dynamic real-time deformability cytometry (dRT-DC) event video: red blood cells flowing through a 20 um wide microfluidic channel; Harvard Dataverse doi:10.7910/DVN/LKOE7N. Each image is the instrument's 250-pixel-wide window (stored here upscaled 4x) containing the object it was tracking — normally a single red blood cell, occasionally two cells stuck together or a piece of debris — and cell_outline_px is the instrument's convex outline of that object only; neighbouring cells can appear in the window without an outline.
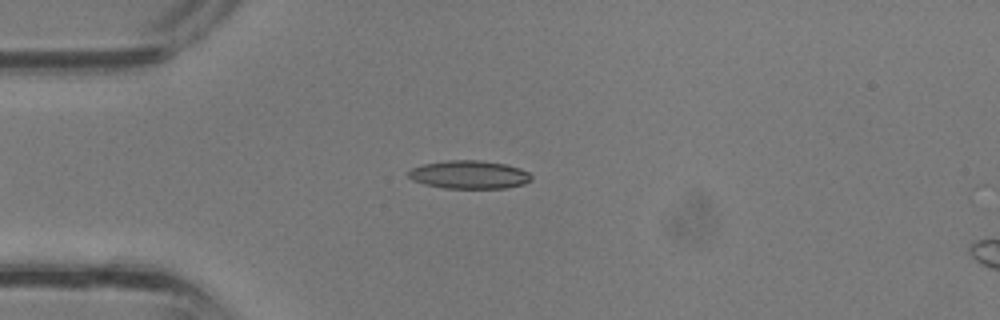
{"species": "common noctule bat (a hibernating species)", "species_latin": "Nyctalus noctula", "temperature_condition": "room temperature", "stored_images_in_passage": 24, "camera_frame_rate_fps": 3000, "um_per_image_px": 0.085, "animal": {"sex": "male", "body_mass_g": 13.3}, "frame": {"image": 1, "passage_image": 2, "time_ms": 0.333, "image_size_px": [1000, 320], "cell_outline_px": [[532, 180], [524, 184], [504, 188], [444, 188], [424, 184], [412, 180], [408, 176], [408, 172], [412, 168], [424, 164], [444, 160], [480, 160], [504, 164], [520, 168], [528, 172], [532, 176]], "centroid_in_image_um": [39.88, 14.84], "position_along_channel_um": 45.1, "area_um2": 20.23}}
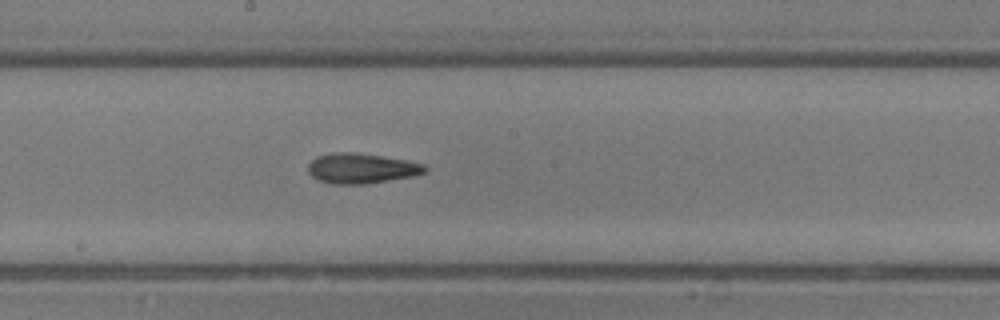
{"frame": {"image": 2, "passage_image": 12, "time_ms": 3.667, "image_size_px": [1000, 320], "cell_outline_px": [[428, 168], [424, 172], [416, 176], [368, 184], [332, 184], [320, 180], [312, 176], [308, 172], [308, 164], [316, 156], [332, 152], [356, 152], [408, 160], [424, 164]], "centroid_in_image_um": [30.74, 14.31], "position_along_channel_um": 217.5, "area_um2": 20.81}}
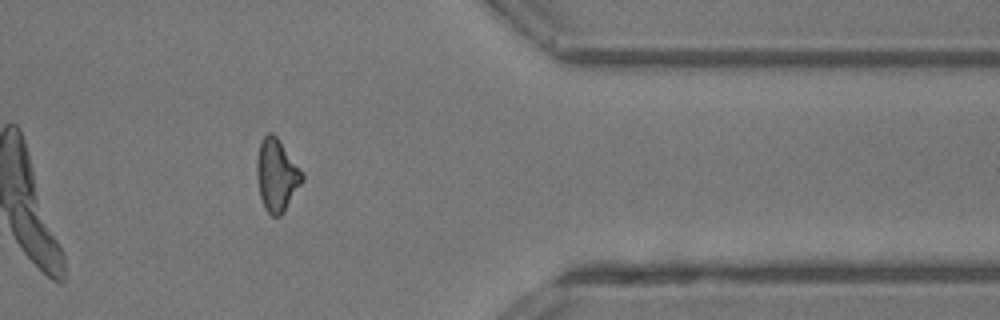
{"frame": {"image": 3, "passage_image": 22, "time_ms": 7.0, "image_size_px": [1000, 320], "cell_outline_px": [[304, 180], [284, 212], [280, 216], [272, 216], [264, 208], [260, 196], [256, 176], [256, 156], [260, 140], [268, 132], [272, 132], [276, 136], [304, 172]], "centroid_in_image_um": [23.51, 14.87], "position_along_channel_um": 387.9, "area_um2": 19.48}}